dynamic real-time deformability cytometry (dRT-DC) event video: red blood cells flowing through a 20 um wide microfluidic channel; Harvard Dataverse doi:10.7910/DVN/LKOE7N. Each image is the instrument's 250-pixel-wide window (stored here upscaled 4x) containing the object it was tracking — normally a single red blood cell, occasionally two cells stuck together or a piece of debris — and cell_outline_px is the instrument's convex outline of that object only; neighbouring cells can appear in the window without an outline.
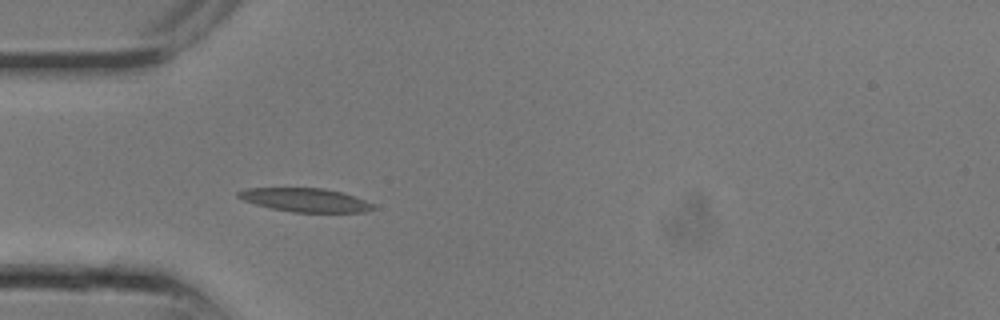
{"species": "common noctule bat (a hibernating species)", "species_latin": "Nyctalus noctula", "temperature_condition": "room temperature", "stored_images_in_passage": 4, "camera_frame_rate_fps": 3000, "um_per_image_px": 0.085, "animal": {"sex": "male", "body_mass_g": 13.3}, "frame": {"image": 1, "passage_image": 4, "time_ms": 1.0, "image_size_px": [1000, 320], "cell_outline_px": [[376, 208], [364, 212], [292, 212], [272, 208], [256, 204], [244, 200], [236, 196], [236, 192], [248, 188], [324, 188], [344, 192], [376, 204]], "centroid_in_image_um": [26.0, 16.99], "position_along_channel_um": 59.0, "area_um2": 18.67}}